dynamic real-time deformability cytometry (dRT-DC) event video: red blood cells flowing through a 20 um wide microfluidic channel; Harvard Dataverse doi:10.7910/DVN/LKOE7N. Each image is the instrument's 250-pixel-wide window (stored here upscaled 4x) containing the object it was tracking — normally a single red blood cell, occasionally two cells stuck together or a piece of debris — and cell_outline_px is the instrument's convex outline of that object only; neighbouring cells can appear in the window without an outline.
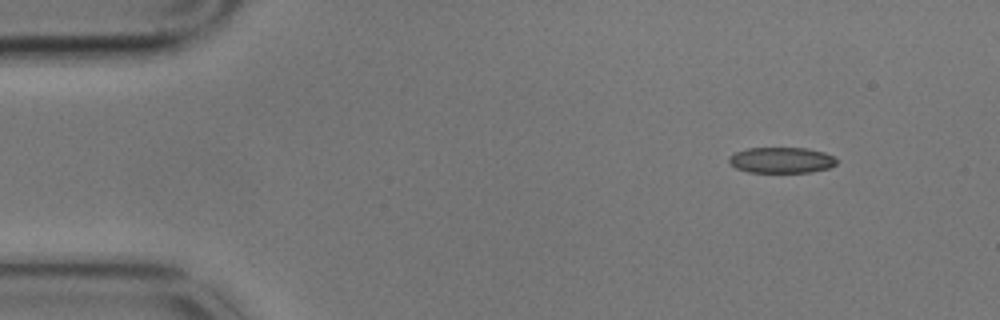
{"species": "common noctule bat (a hibernating species)", "species_latin": "Nyctalus noctula", "temperature_condition": "cold", "stored_images_in_passage": 4, "camera_frame_rate_fps": 3000, "um_per_image_px": 0.085, "animal": {"sex": "male", "body_mass_g": 17.9}, "frame": {"image": 1, "passage_image": 1, "time_ms": 0.0, "image_size_px": [1000, 320], "cell_outline_px": [[836, 164], [828, 168], [812, 172], [748, 172], [736, 168], [728, 164], [728, 156], [736, 152], [748, 148], [808, 148], [824, 152], [832, 156], [836, 160]], "centroid_in_image_um": [66.38, 13.61], "position_along_channel_um": 18.6, "area_um2": 16.24}}
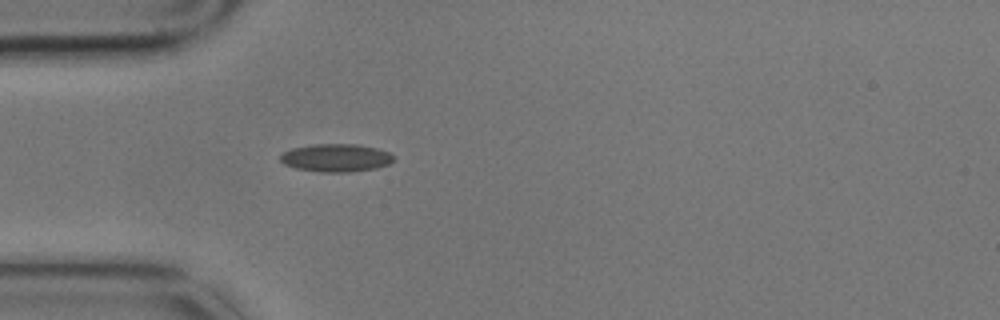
{"frame": {"image": 2, "passage_image": 4, "time_ms": 1.0, "image_size_px": [1000, 320], "cell_outline_px": [[396, 156], [388, 164], [376, 168], [348, 172], [320, 172], [296, 168], [284, 164], [280, 160], [280, 156], [284, 152], [292, 148], [312, 144], [356, 144], [376, 148], [388, 152]], "centroid_in_image_um": [28.56, 13.41], "position_along_channel_um": 56.4, "area_um2": 18.38}}